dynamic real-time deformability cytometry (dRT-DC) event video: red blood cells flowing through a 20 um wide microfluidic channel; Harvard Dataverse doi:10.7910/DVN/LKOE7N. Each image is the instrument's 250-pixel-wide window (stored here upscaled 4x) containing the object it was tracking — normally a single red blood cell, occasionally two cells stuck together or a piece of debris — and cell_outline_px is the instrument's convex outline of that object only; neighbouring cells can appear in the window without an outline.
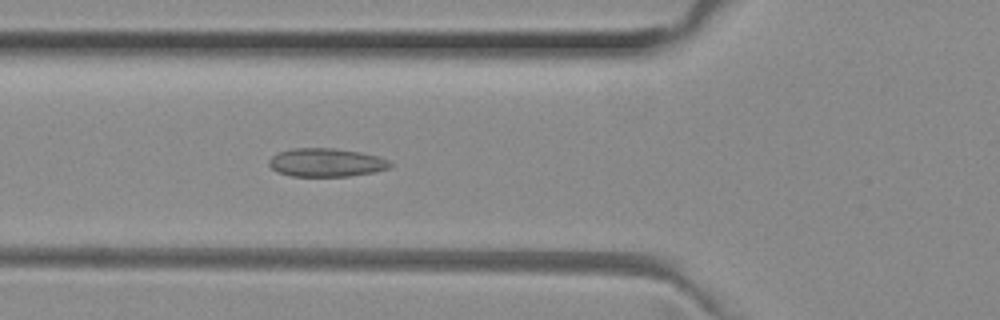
{"species": "common noctule bat (a hibernating species)", "species_latin": "Nyctalus noctula", "temperature_condition": "room temperature", "stored_images_in_passage": 52, "camera_frame_rate_fps": 3000, "um_per_image_px": 0.085, "animal": {"sex": "female", "body_mass_g": 29.2, "forearm_length_mm": 56.3}, "frame": {"image": 1, "passage_image": 19, "time_ms": 6.0, "image_size_px": [1000, 320], "cell_outline_px": [[392, 168], [372, 172], [348, 176], [292, 176], [276, 172], [268, 164], [268, 160], [276, 152], [292, 148], [336, 148], [360, 152], [376, 156], [388, 160], [392, 164]], "centroid_in_image_um": [27.69, 13.81], "position_along_channel_um": 98.1, "area_um2": 20.17}}
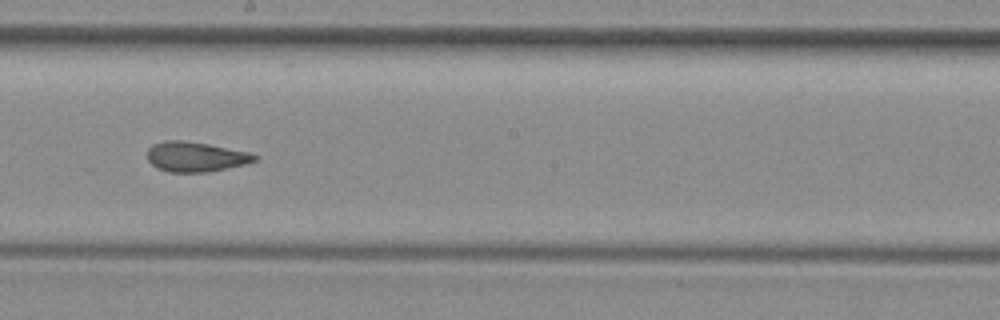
{"frame": {"image": 2, "passage_image": 29, "time_ms": 9.333, "image_size_px": [1000, 320], "cell_outline_px": [[260, 156], [256, 160], [244, 164], [208, 172], [168, 172], [156, 168], [148, 160], [148, 148], [152, 144], [164, 140], [180, 140], [208, 144], [248, 152]], "centroid_in_image_um": [16.6, 13.32], "position_along_channel_um": 231.6, "area_um2": 18.67}}
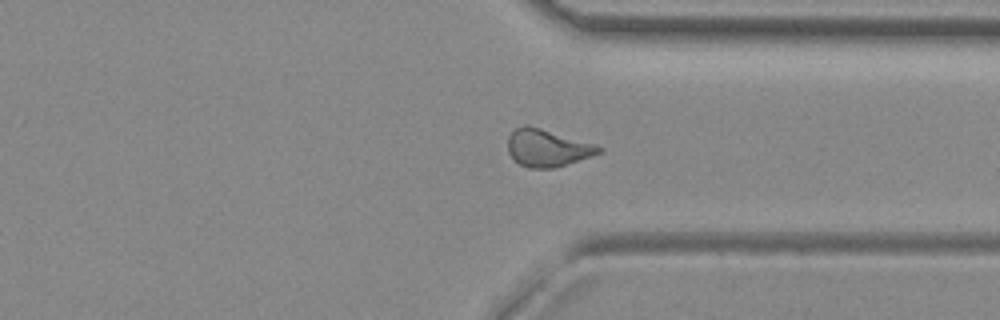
{"frame": {"image": 3, "passage_image": 39, "time_ms": 12.667, "image_size_px": [1000, 320], "cell_outline_px": [[604, 148], [600, 152], [556, 168], [528, 168], [520, 164], [508, 152], [508, 136], [516, 128], [524, 124], [540, 128], [592, 144]], "centroid_in_image_um": [46.47, 12.58], "position_along_channel_um": 364.9, "area_um2": 19.25}, "authors_computed_cell_mechanics": {"area_um2": 19.5364, "velocity_mm_per_s": 4.0027, "shape_relaxation_time_tau1_ms": null, "shape_relaxation_time_tau2_ms": 1.6562, "deformation_change_tau1": null, "deformation_change_tau2": 0.0928}}